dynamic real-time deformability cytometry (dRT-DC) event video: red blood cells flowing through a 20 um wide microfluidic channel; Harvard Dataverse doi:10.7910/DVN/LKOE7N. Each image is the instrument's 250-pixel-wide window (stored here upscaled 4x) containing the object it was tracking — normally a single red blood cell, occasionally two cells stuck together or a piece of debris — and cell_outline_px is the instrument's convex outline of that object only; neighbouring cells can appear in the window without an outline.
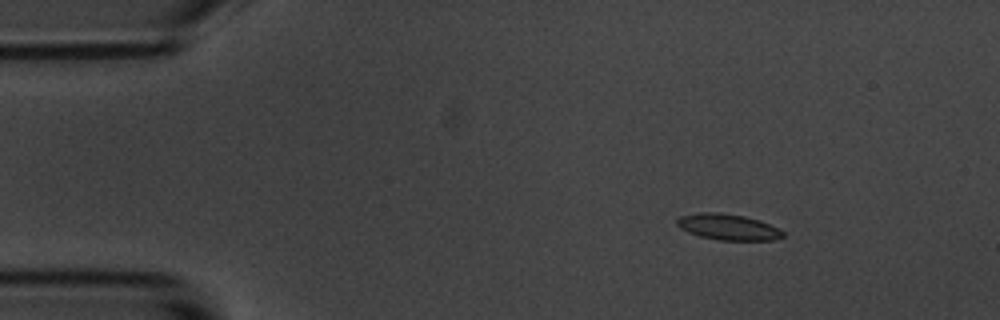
{"species": "common noctule bat (a hibernating species)", "species_latin": "Nyctalus noctula", "temperature_condition": "room temperature", "stored_images_in_passage": 49, "camera_frame_rate_fps": 3000, "um_per_image_px": 0.085, "animal": {"sex": "male", "body_mass_g": 20.1, "forearm_length_mm": 53.5}, "frame": {"image": 1, "passage_image": 1, "time_ms": 0.0, "image_size_px": [1000, 320], "cell_outline_px": [[784, 236], [772, 240], [720, 240], [700, 236], [688, 232], [680, 228], [676, 224], [676, 220], [680, 216], [700, 212], [720, 212], [744, 216], [760, 220], [780, 228], [784, 232]], "centroid_in_image_um": [61.89, 19.28], "position_along_channel_um": 23.1, "area_um2": 16.13}}
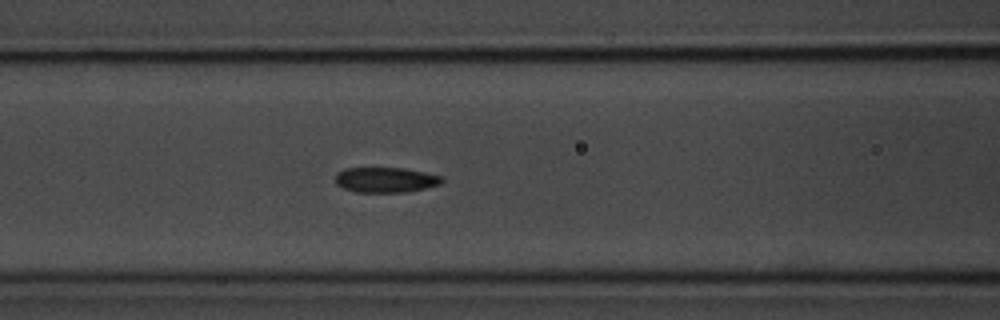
{"frame": {"image": 2, "passage_image": 16, "time_ms": 5.0, "image_size_px": [1000, 320], "cell_outline_px": [[444, 180], [440, 184], [424, 188], [404, 192], [356, 192], [344, 188], [336, 184], [336, 172], [344, 168], [404, 168], [444, 176]], "centroid_in_image_um": [32.78, 15.28], "position_along_channel_um": 133.8, "area_um2": 15.66}}
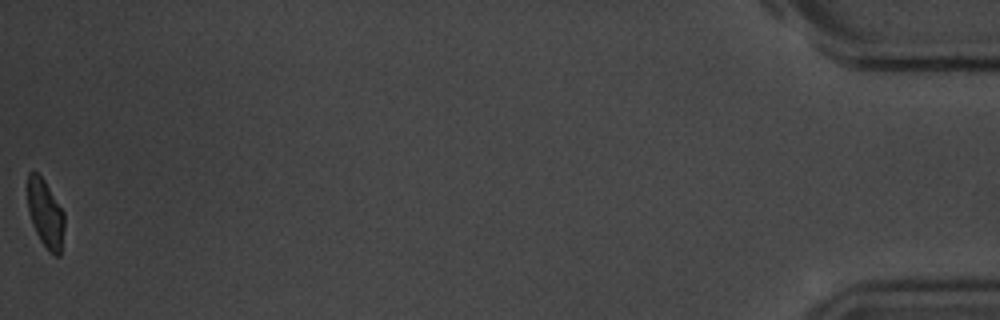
{"frame": {"image": 3, "passage_image": 49, "time_ms": 16.0, "image_size_px": [1000, 320], "cell_outline_px": [[64, 228], [60, 256], [56, 256], [48, 252], [40, 240], [32, 224], [28, 212], [28, 172], [36, 172], [44, 180], [64, 212]], "centroid_in_image_um": [3.86, 18.2], "position_along_channel_um": 431.3, "area_um2": 14.57}, "authors_computed_cell_mechanics": {"area_um2": 15.7794, "velocity_mm_per_s": 3.6104, "shape_relaxation_time_tau1_ms": 3.9538, "shape_relaxation_time_tau2_ms": 3.3387, "deformation_change_tau1": 0.1239, "deformation_change_tau2": 0.0883}}